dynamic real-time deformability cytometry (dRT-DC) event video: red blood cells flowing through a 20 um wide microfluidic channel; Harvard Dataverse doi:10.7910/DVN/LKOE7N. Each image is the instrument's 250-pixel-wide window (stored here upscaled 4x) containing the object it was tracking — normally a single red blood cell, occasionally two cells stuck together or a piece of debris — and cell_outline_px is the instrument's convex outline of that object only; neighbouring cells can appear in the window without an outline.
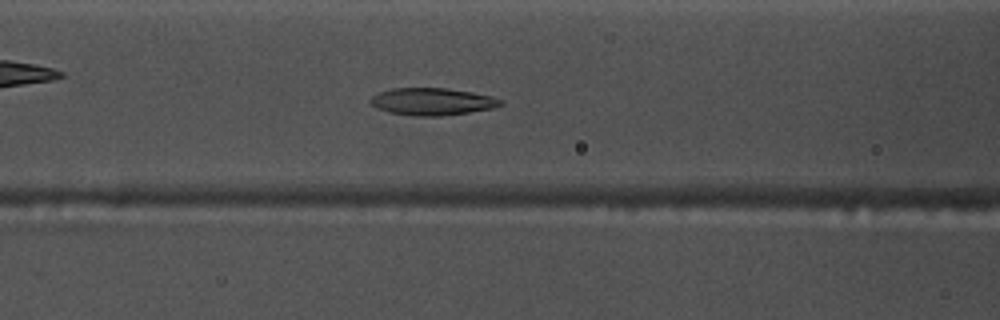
{"species": "common noctule bat (a hibernating species)", "species_latin": "Nyctalus noctula", "temperature_condition": "warm", "stored_images_in_passage": 54, "camera_frame_rate_fps": 3000, "um_per_image_px": 0.085, "animal": {"sex": "male", "body_mass_g": 17.5, "forearm_length_mm": 52.3}, "frame": {"image": 1, "passage_image": 22, "time_ms": 7.0, "image_size_px": [1000, 320], "cell_outline_px": [[504, 104], [492, 108], [468, 112], [440, 116], [416, 116], [388, 112], [376, 108], [368, 100], [372, 96], [380, 92], [392, 88], [444, 88], [472, 92], [492, 96], [504, 100]], "centroid_in_image_um": [36.74, 8.63], "position_along_channel_um": 129.9, "area_um2": 20.63}}
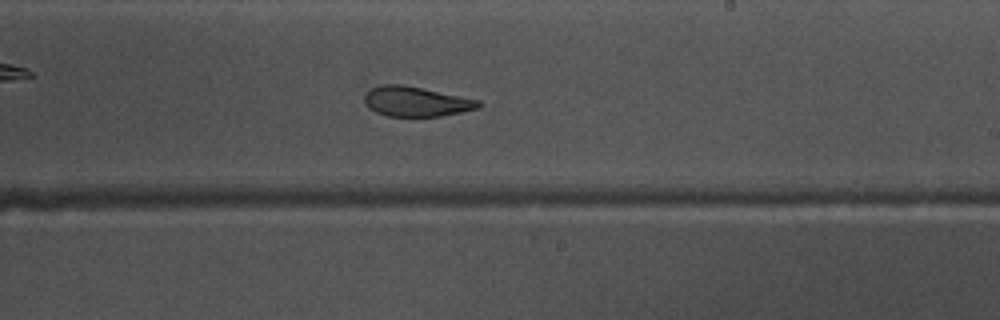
{"frame": {"image": 2, "passage_image": 32, "time_ms": 10.333, "image_size_px": [1000, 320], "cell_outline_px": [[480, 108], [440, 116], [388, 116], [376, 112], [368, 108], [364, 104], [364, 92], [368, 88], [380, 84], [404, 84], [480, 100]], "centroid_in_image_um": [35.3, 8.61], "position_along_channel_um": 253.7, "area_um2": 20.11}}
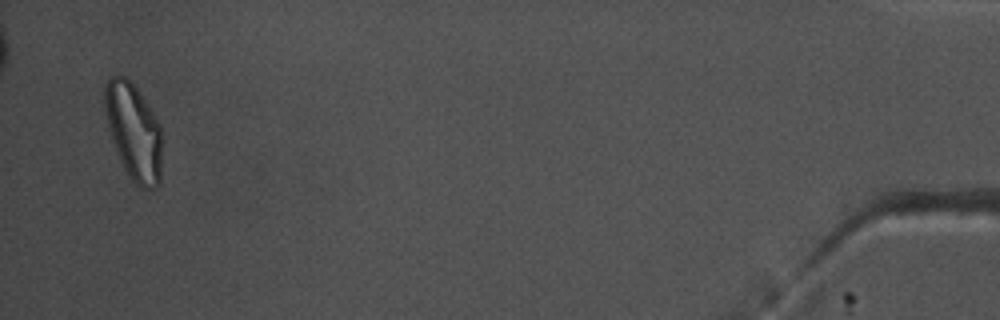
{"frame": {"image": 3, "passage_image": 53, "time_ms": 17.333, "image_size_px": [1000, 320], "cell_outline_px": [[164, 136], [160, 184], [156, 188], [140, 188], [132, 180], [124, 168], [120, 160], [108, 128], [104, 108], [104, 84], [108, 76], [124, 76], [136, 88], [160, 124]], "centroid_in_image_um": [11.39, 11.21], "position_along_channel_um": 423.8, "area_um2": 32.71}, "authors_computed_cell_mechanics": {"area_um2": 22.5998, "velocity_mm_per_s": 3.7302, "shape_relaxation_time_tau1_ms": null, "shape_relaxation_time_tau2_ms": 2.141, "deformation_change_tau1": null, "deformation_change_tau2": 0.0733}}